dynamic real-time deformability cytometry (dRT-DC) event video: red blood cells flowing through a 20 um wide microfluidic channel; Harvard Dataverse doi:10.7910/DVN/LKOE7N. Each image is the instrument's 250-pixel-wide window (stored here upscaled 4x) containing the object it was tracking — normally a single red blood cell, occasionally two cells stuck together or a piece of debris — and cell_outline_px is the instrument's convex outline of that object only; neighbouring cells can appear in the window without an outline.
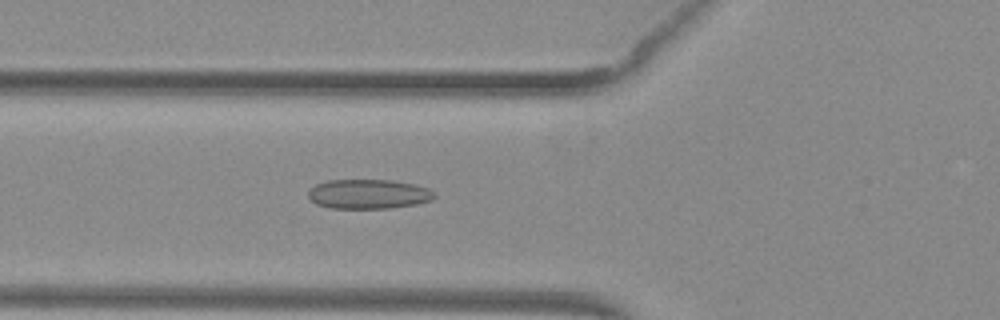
{"species": "common noctule bat (a hibernating species)", "species_latin": "Nyctalus noctula", "temperature_condition": "warm", "stored_images_in_passage": 41, "camera_frame_rate_fps": 3000, "um_per_image_px": 0.085, "animal": {"sex": "female", "body_mass_g": 29.2, "forearm_length_mm": 56.3}, "frame": {"image": 1, "passage_image": 20, "time_ms": 6.333, "image_size_px": [1000, 320], "cell_outline_px": [[436, 196], [432, 200], [416, 204], [392, 208], [332, 208], [316, 204], [308, 196], [308, 188], [316, 184], [328, 180], [392, 180], [416, 184], [428, 188]], "centroid_in_image_um": [31.32, 16.49], "position_along_channel_um": 94.5, "area_um2": 21.79}}
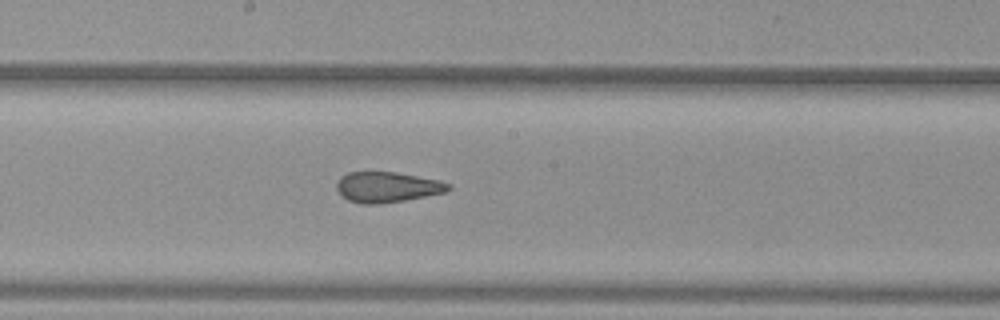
{"frame": {"image": 2, "passage_image": 29, "time_ms": 9.333, "image_size_px": [1000, 320], "cell_outline_px": [[452, 188], [444, 192], [404, 200], [380, 204], [360, 204], [348, 200], [336, 188], [336, 184], [340, 176], [348, 172], [396, 172], [440, 180], [452, 184]], "centroid_in_image_um": [32.91, 15.89], "position_along_channel_um": 215.3, "area_um2": 19.83}}
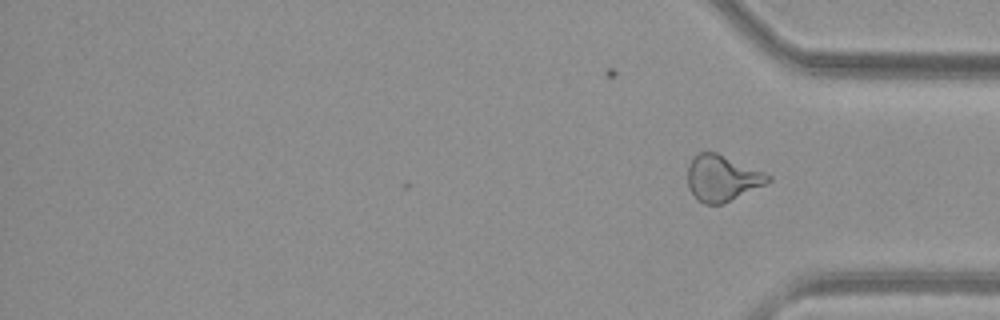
{"frame": {"image": 3, "passage_image": 41, "time_ms": 13.333, "image_size_px": [1000, 320], "cell_outline_px": [[772, 180], [724, 204], [704, 204], [696, 200], [688, 188], [688, 168], [692, 160], [700, 152], [716, 152], [764, 172], [772, 176]], "centroid_in_image_um": [61.37, 15.16], "position_along_channel_um": 373.8, "area_um2": 21.39}, "authors_computed_cell_mechanics": {"area_um2": 21.5016, "velocity_mm_per_s": 4.0076, "shape_relaxation_time_tau1_ms": null, "shape_relaxation_time_tau2_ms": 1.7172, "deformation_change_tau1": null, "deformation_change_tau2": 0.0752}}